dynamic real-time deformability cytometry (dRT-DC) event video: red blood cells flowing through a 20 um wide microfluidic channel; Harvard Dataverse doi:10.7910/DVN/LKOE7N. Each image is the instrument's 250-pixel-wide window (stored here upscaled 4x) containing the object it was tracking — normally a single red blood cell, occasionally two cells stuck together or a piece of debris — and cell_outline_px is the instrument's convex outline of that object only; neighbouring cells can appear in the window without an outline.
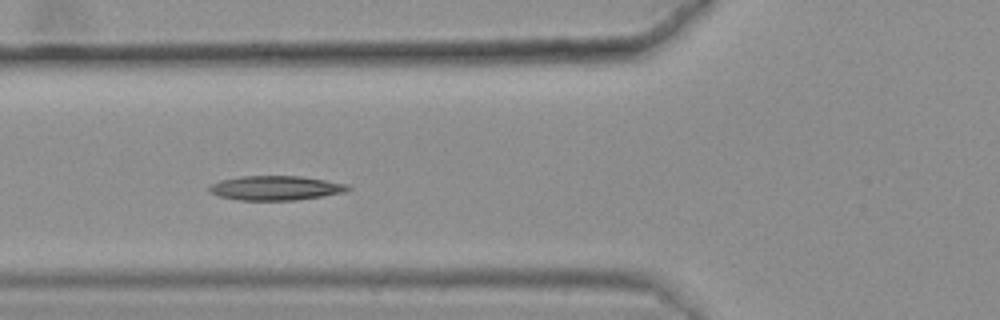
{"species": "common noctule bat (a hibernating species)", "species_latin": "Nyctalus noctula", "temperature_condition": "warm", "stored_images_in_passage": 46, "camera_frame_rate_fps": 3000, "um_per_image_px": 0.085, "animal": {"sex": "female", "body_mass_g": 25.1}, "frame": {"image": 1, "passage_image": 20, "time_ms": 6.333, "image_size_px": [1000, 320], "cell_outline_px": [[352, 188], [344, 192], [324, 196], [296, 200], [236, 200], [220, 196], [208, 192], [208, 188], [212, 184], [220, 180], [244, 176], [300, 176], [348, 184]], "centroid_in_image_um": [23.43, 15.98], "position_along_channel_um": 102.4, "area_um2": 19.71}, "authors_computed_cell_mechanics": {"area_um2": 19.363, "velocity_mm_per_s": 3.5955, "shape_relaxation_time_tau1_ms": 9.2566, "shape_relaxation_time_tau2_ms": null, "deformation_change_tau1": 0.2175, "deformation_change_tau2": null}}